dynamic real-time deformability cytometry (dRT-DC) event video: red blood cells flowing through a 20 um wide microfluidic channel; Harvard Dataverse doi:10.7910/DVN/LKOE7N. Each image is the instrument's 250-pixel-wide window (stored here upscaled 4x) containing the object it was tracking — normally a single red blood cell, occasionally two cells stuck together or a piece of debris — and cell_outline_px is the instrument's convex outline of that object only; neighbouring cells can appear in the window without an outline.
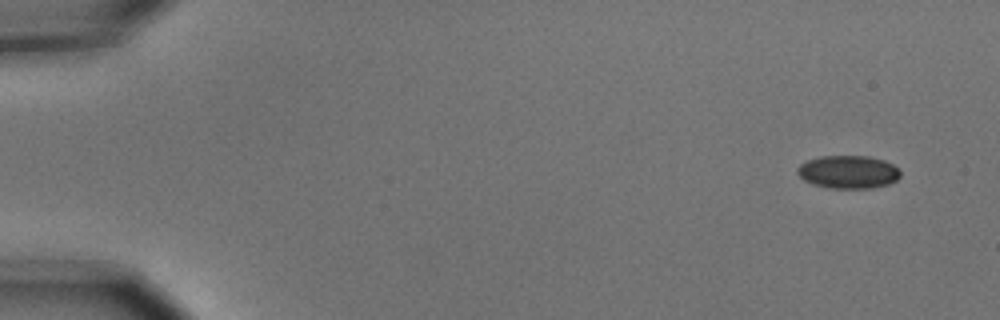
{"species": "common noctule bat (a hibernating species)", "species_latin": "Nyctalus noctula", "temperature_condition": "cold", "stored_images_in_passage": 6, "camera_frame_rate_fps": 3000, "um_per_image_px": 0.085, "animal": {"sex": "male", "body_mass_g": 15.6}, "frame": {"image": 1, "passage_image": 1, "time_ms": 0.0, "image_size_px": [1000, 320], "cell_outline_px": [[900, 176], [896, 180], [888, 184], [872, 188], [828, 188], [812, 184], [804, 180], [796, 172], [796, 168], [800, 164], [808, 160], [820, 156], [868, 156], [884, 160], [900, 168]], "centroid_in_image_um": [72.1, 14.61], "position_along_channel_um": 12.9, "area_um2": 19.94}}
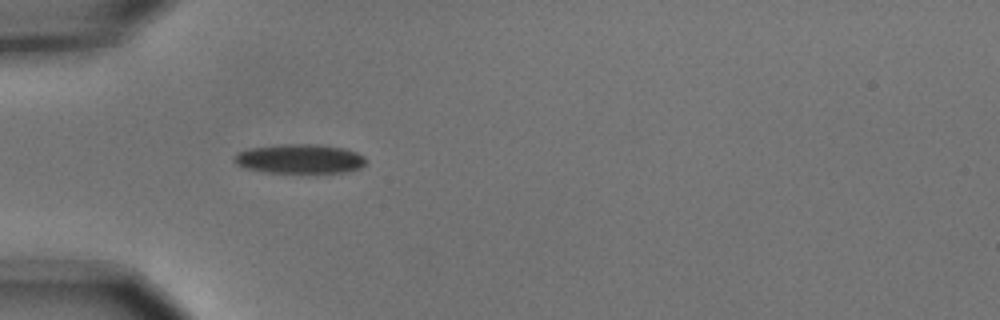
{"frame": {"image": 2, "passage_image": 5, "time_ms": 1.333, "image_size_px": [1000, 320], "cell_outline_px": [[364, 164], [360, 168], [344, 172], [264, 172], [244, 168], [236, 164], [232, 160], [232, 156], [236, 152], [248, 148], [280, 144], [316, 144], [344, 148], [356, 152], [364, 156]], "centroid_in_image_um": [25.39, 13.49], "position_along_channel_um": 59.6, "area_um2": 22.6}}
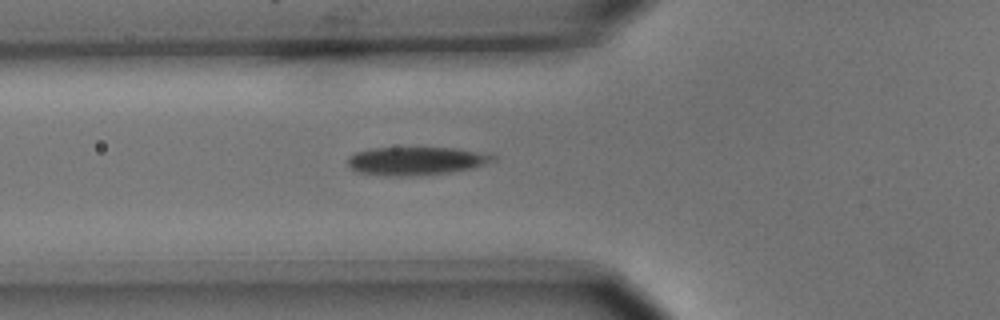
{"frame": {"image": 3, "passage_image": 6, "time_ms": 1.667, "image_size_px": [1000, 320], "cell_outline_px": [[496, 160], [472, 168], [448, 172], [412, 176], [384, 176], [360, 172], [352, 168], [348, 164], [348, 156], [356, 152], [368, 148], [460, 148], [492, 152], [496, 156]], "centroid_in_image_um": [35.44, 13.66], "position_along_channel_um": 90.4, "area_um2": 24.16}}